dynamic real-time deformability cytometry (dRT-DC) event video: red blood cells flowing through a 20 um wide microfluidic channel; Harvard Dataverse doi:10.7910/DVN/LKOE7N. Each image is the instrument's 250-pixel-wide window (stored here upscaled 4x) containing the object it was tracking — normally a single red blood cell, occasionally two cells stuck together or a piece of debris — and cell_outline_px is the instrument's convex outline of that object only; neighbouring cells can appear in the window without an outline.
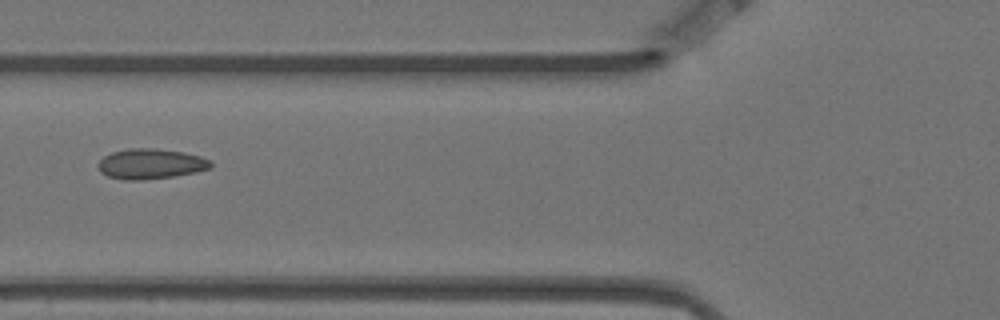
{"species": "Egyptian fruit bat (a non-hibernating species)", "species_latin": "Rousettus aegyptiacus", "temperature_condition": "warm", "stored_images_in_passage": 10, "camera_frame_rate_fps": 3000, "um_per_image_px": 0.085, "animal": {"sex": "female"}, "frame": {"image": 1, "passage_image": 6, "time_ms": 1.667, "image_size_px": [1000, 320], "cell_outline_px": [[212, 168], [196, 172], [172, 176], [140, 180], [124, 180], [108, 176], [100, 172], [96, 164], [104, 156], [112, 152], [128, 148], [156, 148], [184, 152], [200, 156], [212, 160]], "centroid_in_image_um": [12.81, 13.92], "position_along_channel_um": 113.0, "area_um2": 20.0}}
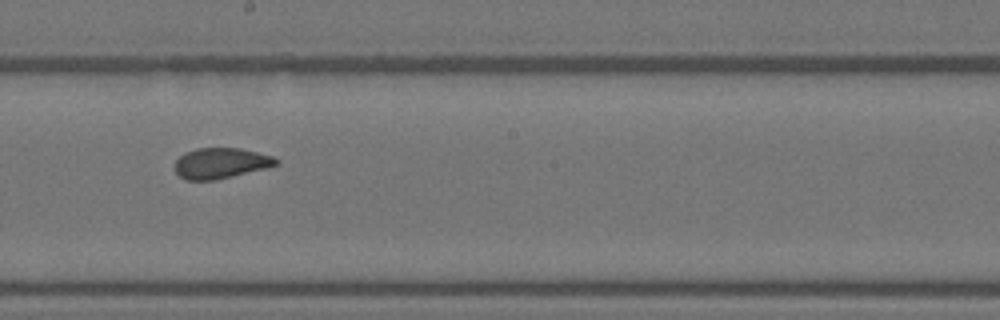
{"frame": {"image": 2, "passage_image": 9, "time_ms": 2.667, "image_size_px": [1000, 320], "cell_outline_px": [[280, 164], [268, 168], [212, 180], [184, 180], [172, 168], [176, 160], [184, 152], [196, 148], [240, 148], [272, 156], [280, 160]], "centroid_in_image_um": [18.75, 13.87], "position_along_channel_um": 229.5, "area_um2": 18.21}}
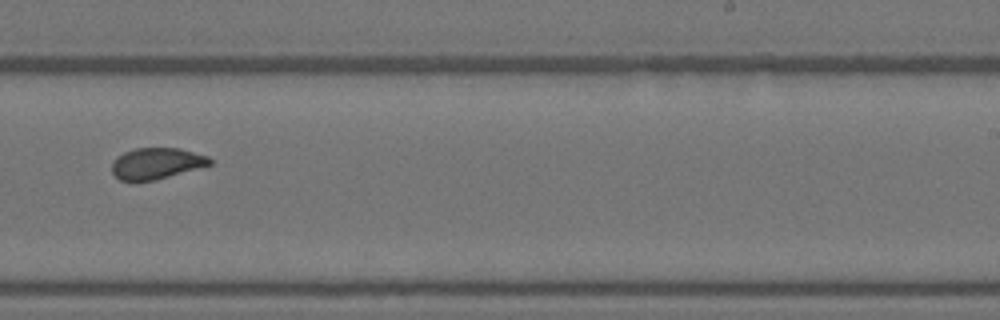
{"frame": {"image": 3, "passage_image": 10, "time_ms": 3.0, "image_size_px": [1000, 320], "cell_outline_px": [[212, 164], [156, 180], [120, 180], [112, 172], [112, 160], [116, 156], [124, 152], [136, 148], [180, 148], [208, 156], [212, 160]], "centroid_in_image_um": [13.29, 13.88], "position_along_channel_um": 275.7, "area_um2": 17.74}}